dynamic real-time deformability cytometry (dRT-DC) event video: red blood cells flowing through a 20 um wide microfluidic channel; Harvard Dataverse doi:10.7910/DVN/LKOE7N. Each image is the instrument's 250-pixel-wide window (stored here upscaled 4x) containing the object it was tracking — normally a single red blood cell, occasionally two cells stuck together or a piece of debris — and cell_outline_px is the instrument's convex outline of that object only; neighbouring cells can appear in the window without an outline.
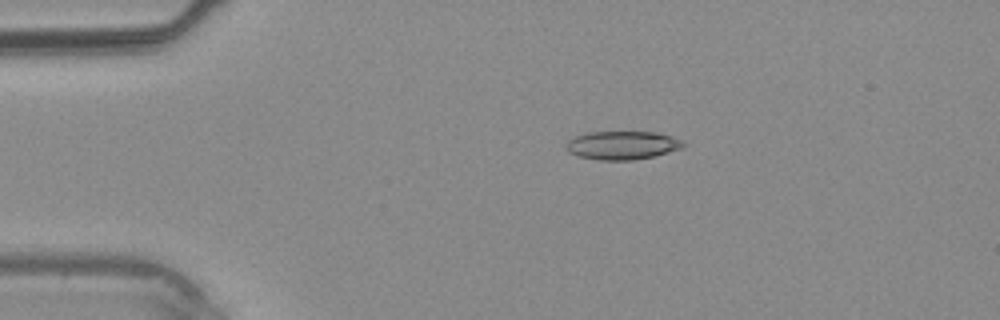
{"species": "common noctule bat (a hibernating species)", "species_latin": "Nyctalus noctula", "temperature_condition": "warm", "stored_images_in_passage": 34, "camera_frame_rate_fps": 3000, "um_per_image_px": 0.085, "animal": {"sex": "male", "body_mass_g": 20.4}, "frame": {"image": 1, "passage_image": 4, "time_ms": 1.0, "image_size_px": [1000, 320], "cell_outline_px": [[688, 144], [680, 148], [656, 156], [632, 160], [600, 160], [576, 156], [568, 152], [564, 148], [564, 144], [568, 140], [576, 136], [588, 132], [656, 132], [672, 136]], "centroid_in_image_um": [52.86, 12.35], "position_along_channel_um": 32.1, "area_um2": 19.59}}
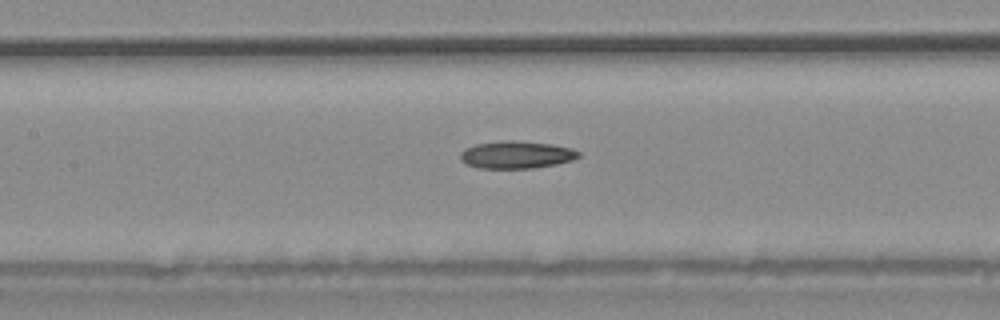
{"frame": {"image": 2, "passage_image": 14, "time_ms": 4.333, "image_size_px": [1000, 320], "cell_outline_px": [[580, 156], [572, 160], [556, 164], [532, 168], [480, 168], [468, 164], [460, 160], [460, 152], [464, 148], [476, 144], [500, 140], [516, 140], [552, 144], [572, 148], [580, 152]], "centroid_in_image_um": [43.89, 13.14], "position_along_channel_um": 163.5, "area_um2": 19.02}}
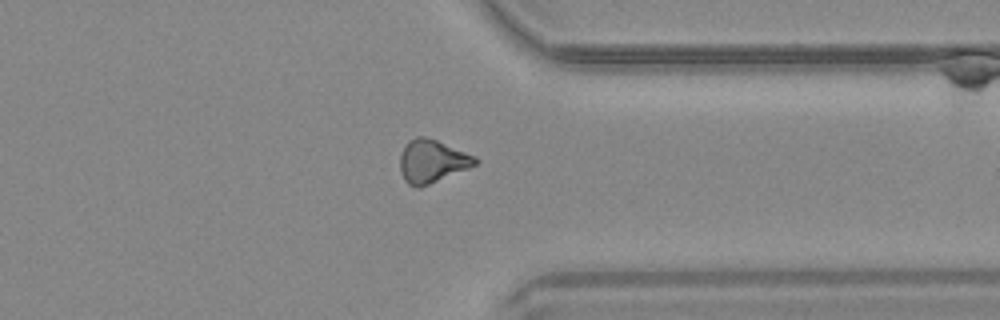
{"frame": {"image": 3, "passage_image": 26, "time_ms": 8.333, "image_size_px": [1000, 320], "cell_outline_px": [[480, 160], [476, 164], [468, 168], [420, 188], [416, 188], [408, 184], [404, 180], [400, 172], [400, 152], [404, 144], [408, 140], [416, 136], [424, 136], [436, 140], [476, 156]], "centroid_in_image_um": [36.69, 13.7], "position_along_channel_um": 374.7, "area_um2": 19.02}}